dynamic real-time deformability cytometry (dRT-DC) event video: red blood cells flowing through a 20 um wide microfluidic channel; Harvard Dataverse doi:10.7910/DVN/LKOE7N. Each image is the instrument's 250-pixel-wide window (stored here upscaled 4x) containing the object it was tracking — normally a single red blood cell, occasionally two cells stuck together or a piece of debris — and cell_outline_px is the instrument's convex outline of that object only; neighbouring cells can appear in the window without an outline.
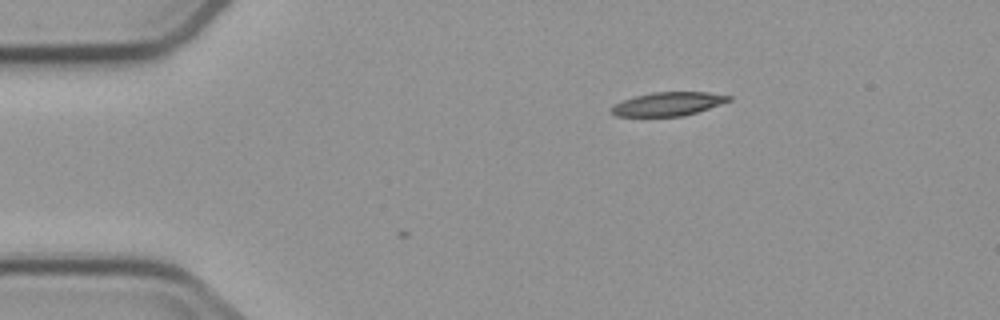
{"species": "common noctule bat (a hibernating species)", "species_latin": "Nyctalus noctula", "temperature_condition": "cold", "stored_images_in_passage": 3, "camera_frame_rate_fps": 3000, "um_per_image_px": 0.085, "animal": {"sex": "male", "body_mass_g": 23.1, "forearm_length_mm": 52.7}, "frame": {"image": 1, "passage_image": 1, "time_ms": 0.0, "image_size_px": [1000, 320], "cell_outline_px": [[732, 100], [696, 112], [680, 116], [616, 116], [612, 112], [612, 104], [636, 96], [652, 92], [708, 92], [732, 96]], "centroid_in_image_um": [56.79, 8.82], "position_along_channel_um": 28.2, "area_um2": 15.95}}
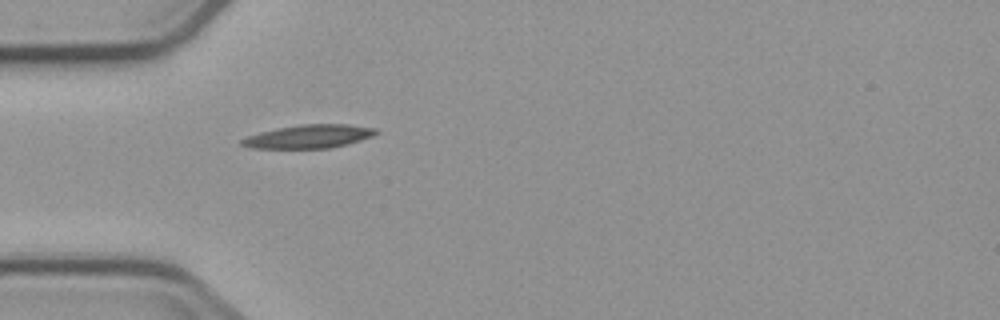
{"frame": {"image": 2, "passage_image": 3, "time_ms": 2.333, "image_size_px": [1000, 320], "cell_outline_px": [[380, 132], [372, 136], [348, 144], [328, 148], [248, 148], [240, 144], [240, 140], [248, 136], [260, 132], [276, 128], [300, 124], [348, 124], [376, 128]], "centroid_in_image_um": [26.26, 11.59], "position_along_channel_um": 58.7, "area_um2": 18.38}}